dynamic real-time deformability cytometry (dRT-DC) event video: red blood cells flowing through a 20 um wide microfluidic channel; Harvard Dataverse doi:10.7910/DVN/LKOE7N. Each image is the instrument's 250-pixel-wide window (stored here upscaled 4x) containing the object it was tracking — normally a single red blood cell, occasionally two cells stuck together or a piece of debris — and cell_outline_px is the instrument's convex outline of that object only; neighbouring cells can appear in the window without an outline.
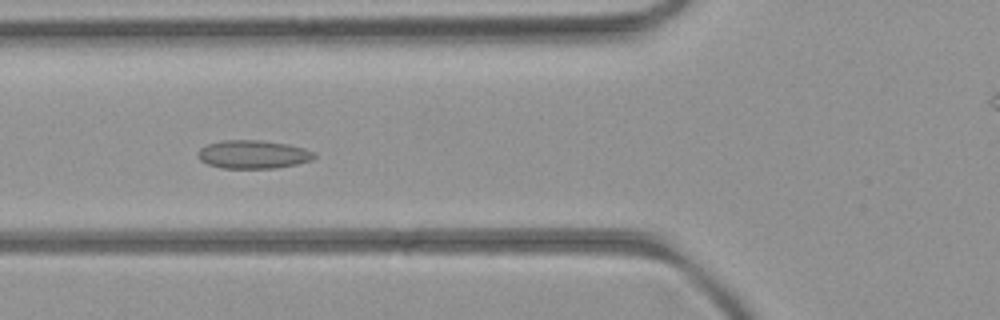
{"species": "common noctule bat (a hibernating species)", "species_latin": "Nyctalus noctula", "temperature_condition": "room temperature", "stored_images_in_passage": 53, "camera_frame_rate_fps": 3000, "um_per_image_px": 0.085, "animal": {"sex": "female", "body_mass_g": 21.9}, "frame": {"image": 1, "passage_image": 19, "time_ms": 6.0, "image_size_px": [1000, 320], "cell_outline_px": [[316, 156], [312, 160], [296, 164], [276, 168], [220, 168], [208, 164], [200, 160], [196, 156], [196, 152], [200, 148], [208, 144], [224, 140], [260, 140], [288, 144], [304, 148], [316, 152]], "centroid_in_image_um": [21.51, 13.12], "position_along_channel_um": 104.3, "area_um2": 19.36}}
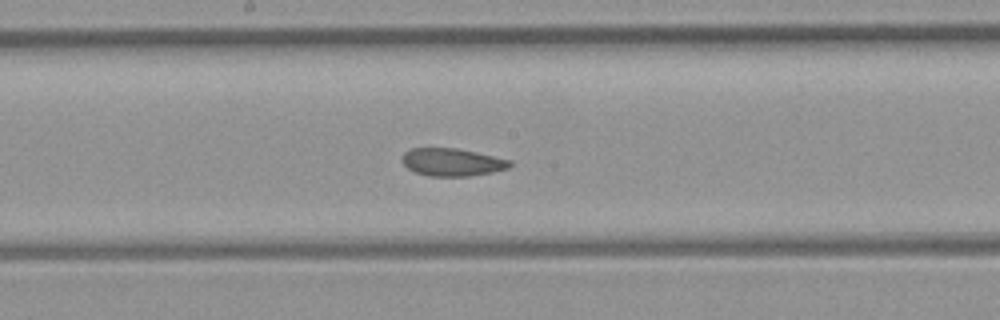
{"frame": {"image": 2, "passage_image": 27, "time_ms": 8.667, "image_size_px": [1000, 320], "cell_outline_px": [[512, 164], [508, 168], [492, 172], [468, 176], [428, 176], [416, 172], [408, 168], [400, 160], [404, 152], [412, 148], [456, 148], [476, 152], [512, 160]], "centroid_in_image_um": [38.42, 13.78], "position_along_channel_um": 209.8, "area_um2": 17.4}}
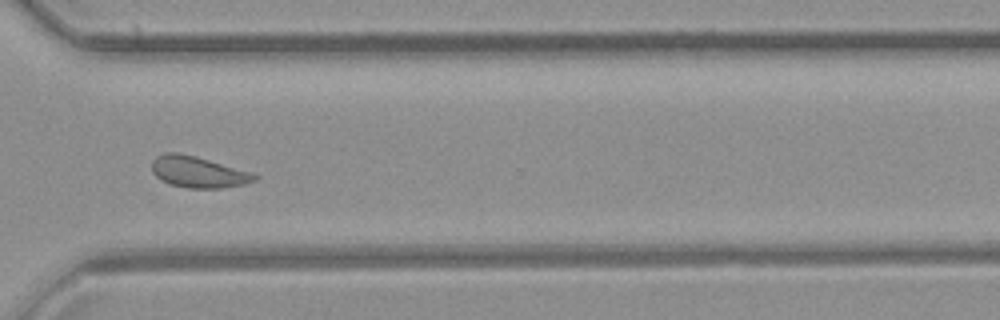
{"frame": {"image": 3, "passage_image": 38, "time_ms": 12.333, "image_size_px": [1000, 320], "cell_outline_px": [[260, 176], [256, 180], [244, 184], [220, 188], [188, 188], [168, 184], [160, 180], [152, 172], [152, 160], [156, 156], [164, 152], [180, 152], [196, 156], [252, 172]], "centroid_in_image_um": [16.82, 14.61], "position_along_channel_um": 353.8, "area_um2": 18.96}, "authors_computed_cell_mechanics": {"area_um2": 18.9584, "velocity_mm_per_s": 3.9451, "shape_relaxation_time_tau1_ms": null, "shape_relaxation_time_tau2_ms": 2.0466, "deformation_change_tau1": null, "deformation_change_tau2": 0.0854}}